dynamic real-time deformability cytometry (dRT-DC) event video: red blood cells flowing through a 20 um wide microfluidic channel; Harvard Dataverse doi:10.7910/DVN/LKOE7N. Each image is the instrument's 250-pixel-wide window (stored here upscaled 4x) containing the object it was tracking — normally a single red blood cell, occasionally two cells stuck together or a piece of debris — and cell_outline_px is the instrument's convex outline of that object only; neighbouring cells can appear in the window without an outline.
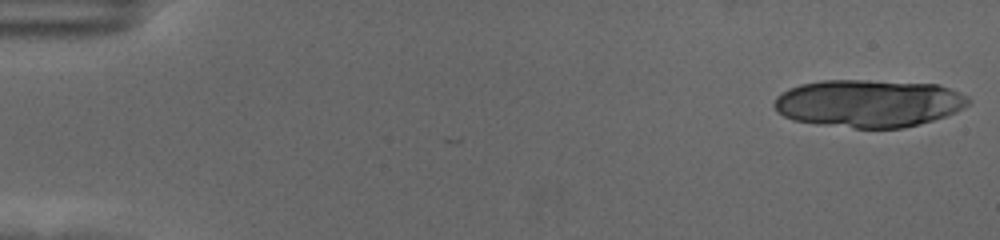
{"species": "human", "species_latin": "Homo sapiens", "temperature_condition": "cold", "stored_images_in_passage": 19, "camera_frame_rate_fps": 3000, "um_per_image_px": 0.085, "donor": {"sex": "female"}, "frame": {"image": 1, "passage_image": 1, "time_ms": 0.0, "image_size_px": [1000, 240], "cell_outline_px": [[968, 104], [964, 108], [956, 112], [920, 124], [904, 128], [852, 128], [816, 124], [792, 120], [776, 112], [772, 104], [776, 96], [788, 88], [800, 84], [820, 80], [864, 80], [936, 84], [960, 92], [968, 96]], "centroid_in_image_um": [73.78, 8.79], "position_along_channel_um": 11.2, "area_um2": 54.27}}